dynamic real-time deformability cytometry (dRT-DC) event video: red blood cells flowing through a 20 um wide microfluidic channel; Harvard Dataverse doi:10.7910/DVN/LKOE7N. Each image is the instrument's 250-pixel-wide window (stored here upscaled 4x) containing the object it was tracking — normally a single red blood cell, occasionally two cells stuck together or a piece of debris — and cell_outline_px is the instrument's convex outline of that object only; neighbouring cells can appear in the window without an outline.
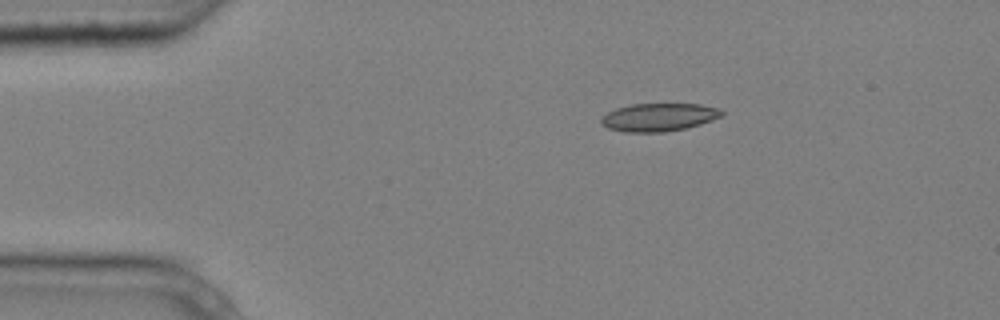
{"species": "common noctule bat (a hibernating species)", "species_latin": "Nyctalus noctula", "temperature_condition": "cold", "stored_images_in_passage": 8, "camera_frame_rate_fps": 3000, "um_per_image_px": 0.085, "animal": {"sex": "male", "body_mass_g": 20.4}, "frame": {"image": 1, "passage_image": 1, "time_ms": 0.0, "image_size_px": [1000, 320], "cell_outline_px": [[724, 112], [720, 116], [712, 120], [700, 124], [684, 128], [664, 132], [624, 132], [608, 128], [600, 124], [600, 116], [616, 108], [632, 104], [700, 104], [720, 108]], "centroid_in_image_um": [55.96, 9.96], "position_along_channel_um": 29.0, "area_um2": 19.71}}
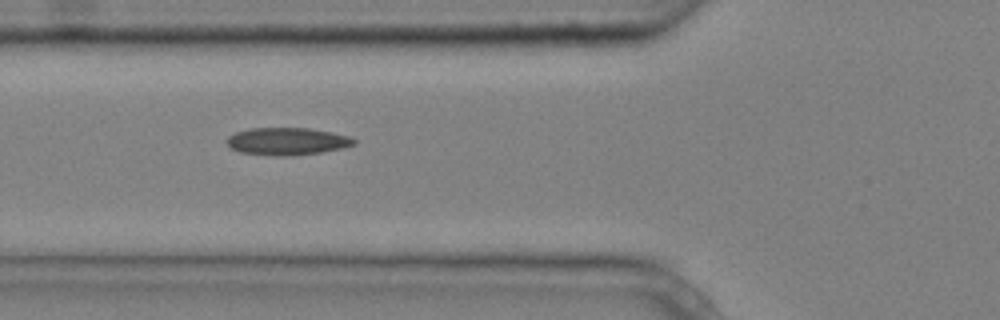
{"frame": {"image": 2, "passage_image": 4, "time_ms": 1.0, "image_size_px": [1000, 320], "cell_outline_px": [[356, 144], [340, 148], [320, 152], [292, 156], [272, 156], [240, 152], [232, 148], [228, 144], [228, 136], [236, 132], [252, 128], [308, 128], [348, 136], [356, 140]], "centroid_in_image_um": [24.39, 12.02], "position_along_channel_um": 101.4, "area_um2": 20.06}}
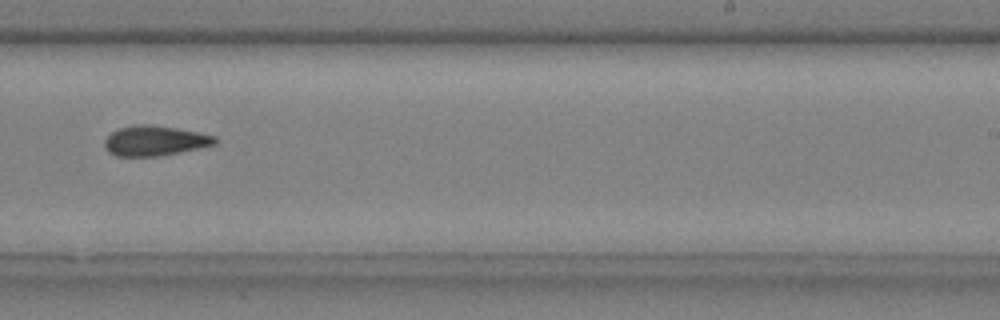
{"frame": {"image": 3, "passage_image": 8, "time_ms": 2.333, "image_size_px": [1000, 320], "cell_outline_px": [[220, 140], [216, 144], [200, 148], [160, 156], [116, 156], [108, 152], [104, 148], [104, 140], [112, 132], [120, 128], [136, 124], [152, 124], [200, 132], [216, 136]], "centroid_in_image_um": [13.19, 11.96], "position_along_channel_um": 275.8, "area_um2": 19.59}}